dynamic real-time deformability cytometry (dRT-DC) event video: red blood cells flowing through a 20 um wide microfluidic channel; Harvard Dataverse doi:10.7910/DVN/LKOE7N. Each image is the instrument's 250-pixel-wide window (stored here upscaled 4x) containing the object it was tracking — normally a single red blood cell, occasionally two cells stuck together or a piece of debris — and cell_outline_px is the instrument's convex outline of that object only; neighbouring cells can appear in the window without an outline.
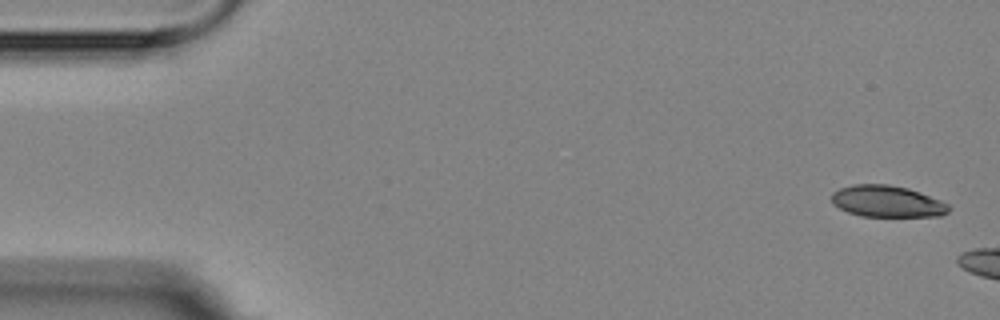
{"species": "Egyptian fruit bat (a non-hibernating species)", "species_latin": "Rousettus aegyptiacus", "temperature_condition": "room temperature", "stored_images_in_passage": 4, "camera_frame_rate_fps": 3000, "um_per_image_px": 0.085, "animal": {"sex": "female"}, "frame": {"image": 1, "passage_image": 1, "time_ms": 0.0, "image_size_px": [1000, 320], "cell_outline_px": [[952, 208], [948, 212], [940, 216], [860, 216], [848, 212], [832, 204], [832, 192], [840, 188], [852, 184], [888, 184], [908, 188], [920, 192], [940, 200], [948, 204]], "centroid_in_image_um": [75.4, 17.11], "position_along_channel_um": 9.6, "area_um2": 21.62}}